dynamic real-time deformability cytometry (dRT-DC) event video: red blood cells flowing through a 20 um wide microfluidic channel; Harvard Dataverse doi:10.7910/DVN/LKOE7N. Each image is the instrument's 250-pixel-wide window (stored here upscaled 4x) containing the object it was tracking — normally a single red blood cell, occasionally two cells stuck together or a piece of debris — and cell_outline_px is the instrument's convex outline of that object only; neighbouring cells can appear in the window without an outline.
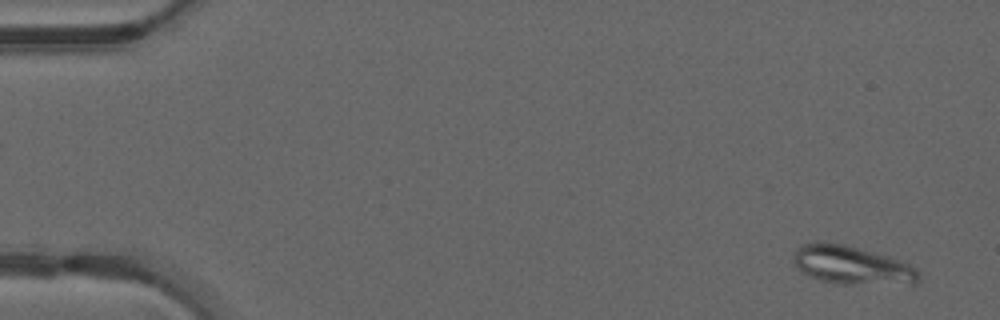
{"species": "common noctule bat (a hibernating species)", "species_latin": "Nyctalus noctula", "temperature_condition": "warm", "stored_images_in_passage": 48, "camera_frame_rate_fps": 3000, "um_per_image_px": 0.085, "animal": {"sex": "male", "forearm_length_mm": 52.5}, "frame": {"image": 1, "passage_image": 2, "time_ms": 0.333, "image_size_px": [1000, 320], "cell_outline_px": [[920, 280], [916, 284], [836, 284], [820, 280], [796, 268], [792, 260], [792, 252], [800, 244], [816, 240], [844, 244], [888, 256], [900, 260], [916, 268], [920, 276]], "centroid_in_image_um": [72.36, 22.52], "position_along_channel_um": 12.6, "area_um2": 28.55}}
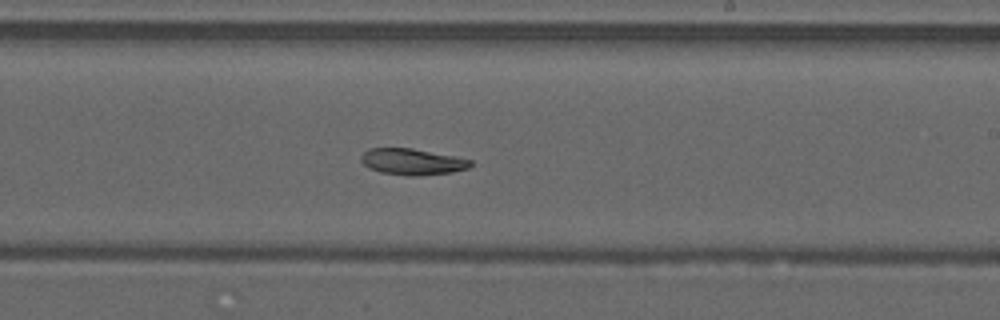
{"frame": {"image": 2, "passage_image": 29, "time_ms": 9.333, "image_size_px": [1000, 320], "cell_outline_px": [[472, 164], [468, 168], [452, 172], [420, 176], [404, 176], [380, 172], [368, 168], [360, 160], [360, 156], [368, 148], [412, 148], [456, 156], [472, 160]], "centroid_in_image_um": [35.03, 13.75], "position_along_channel_um": 254.0, "area_um2": 16.99}}
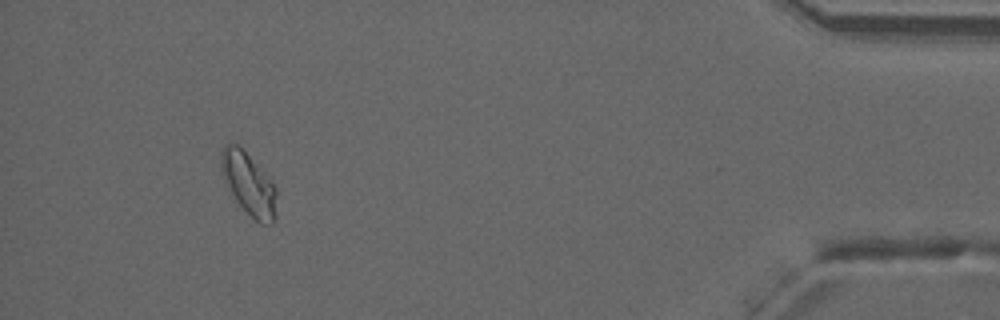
{"frame": {"image": 3, "passage_image": 45, "time_ms": 14.667, "image_size_px": [1000, 320], "cell_outline_px": [[276, 216], [272, 224], [260, 224], [236, 200], [224, 180], [220, 168], [220, 152], [224, 144], [236, 144], [248, 156], [276, 188]], "centroid_in_image_um": [21.12, 15.65], "position_along_channel_um": 414.1, "area_um2": 19.48}}